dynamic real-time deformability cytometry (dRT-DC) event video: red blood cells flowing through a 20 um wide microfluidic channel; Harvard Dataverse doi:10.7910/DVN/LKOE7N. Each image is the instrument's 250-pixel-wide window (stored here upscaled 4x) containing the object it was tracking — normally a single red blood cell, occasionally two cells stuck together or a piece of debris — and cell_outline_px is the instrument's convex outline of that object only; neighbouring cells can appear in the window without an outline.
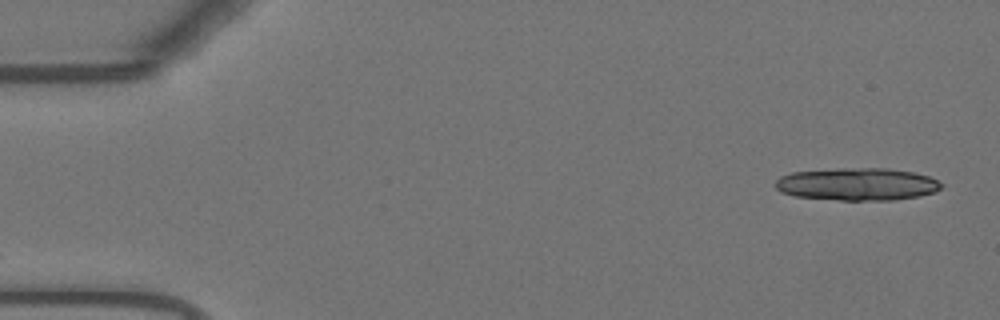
{"species": "Egyptian fruit bat (a non-hibernating species)", "species_latin": "Rousettus aegyptiacus", "temperature_condition": "warm", "stored_images_in_passage": 20, "camera_frame_rate_fps": 3000, "um_per_image_px": 0.085, "animal": {"sex": "female"}, "frame": {"image": 1, "passage_image": 1, "time_ms": 0.0, "image_size_px": [1000, 320], "cell_outline_px": [[944, 184], [936, 192], [920, 196], [892, 200], [840, 200], [796, 196], [780, 192], [776, 188], [776, 180], [780, 176], [792, 172], [836, 168], [888, 168], [912, 172], [928, 176]], "centroid_in_image_um": [72.87, 15.65], "position_along_channel_um": 12.1, "area_um2": 31.56}}